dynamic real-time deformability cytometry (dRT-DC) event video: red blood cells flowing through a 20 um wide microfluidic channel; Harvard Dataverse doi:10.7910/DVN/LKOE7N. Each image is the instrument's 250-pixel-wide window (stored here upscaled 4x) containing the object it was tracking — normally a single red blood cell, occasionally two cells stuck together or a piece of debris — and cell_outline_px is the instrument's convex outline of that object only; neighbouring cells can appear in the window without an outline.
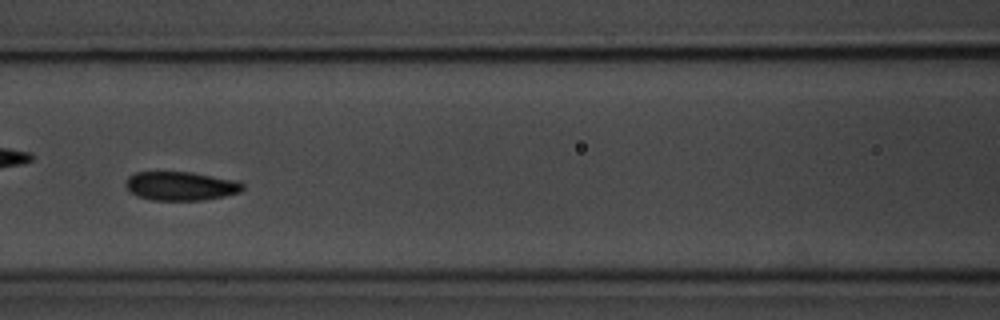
{"species": "common noctule bat (a hibernating species)", "species_latin": "Nyctalus noctula", "temperature_condition": "room temperature", "stored_images_in_passage": 30, "camera_frame_rate_fps": 3000, "um_per_image_px": 0.085, "animal": {"sex": "male", "body_mass_g": 20.1, "forearm_length_mm": 53.5}, "frame": {"image": 1, "passage_image": 13, "time_ms": 4.0, "image_size_px": [1000, 320], "cell_outline_px": [[244, 188], [240, 192], [224, 196], [204, 200], [152, 200], [136, 196], [124, 184], [128, 176], [136, 172], [192, 172], [236, 180], [244, 184]], "centroid_in_image_um": [15.37, 15.81], "position_along_channel_um": 151.2, "area_um2": 19.71}, "authors_computed_cell_mechanics": {"area_um2": 19.5942, "velocity_mm_per_s": 3.5752, "shape_relaxation_time_tau1_ms": null, "shape_relaxation_time_tau2_ms": 0.8313, "deformation_change_tau1": null, "deformation_change_tau2": 0.0596}}